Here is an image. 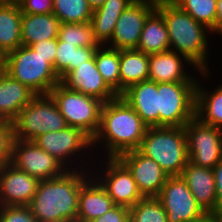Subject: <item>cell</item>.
Wrapping results in <instances>:
<instances>
[{
	"mask_svg": "<svg viewBox=\"0 0 222 222\" xmlns=\"http://www.w3.org/2000/svg\"><path fill=\"white\" fill-rule=\"evenodd\" d=\"M146 129L147 126L136 111L118 95L103 103L100 126L92 138L91 148H96V144L100 143L106 148V158H118L121 154L140 147Z\"/></svg>",
	"mask_w": 222,
	"mask_h": 222,
	"instance_id": "obj_1",
	"label": "cell"
},
{
	"mask_svg": "<svg viewBox=\"0 0 222 222\" xmlns=\"http://www.w3.org/2000/svg\"><path fill=\"white\" fill-rule=\"evenodd\" d=\"M91 164V172L67 170L61 176L39 181L37 192L28 205L32 215L39 219L77 222L80 188L92 175Z\"/></svg>",
	"mask_w": 222,
	"mask_h": 222,
	"instance_id": "obj_2",
	"label": "cell"
},
{
	"mask_svg": "<svg viewBox=\"0 0 222 222\" xmlns=\"http://www.w3.org/2000/svg\"><path fill=\"white\" fill-rule=\"evenodd\" d=\"M156 9L163 15L169 35L170 50L185 56L198 69L196 73L209 78L207 38L211 30L197 22L171 0H157Z\"/></svg>",
	"mask_w": 222,
	"mask_h": 222,
	"instance_id": "obj_3",
	"label": "cell"
},
{
	"mask_svg": "<svg viewBox=\"0 0 222 222\" xmlns=\"http://www.w3.org/2000/svg\"><path fill=\"white\" fill-rule=\"evenodd\" d=\"M138 150L154 160L169 176H180L189 162L183 127H147Z\"/></svg>",
	"mask_w": 222,
	"mask_h": 222,
	"instance_id": "obj_4",
	"label": "cell"
},
{
	"mask_svg": "<svg viewBox=\"0 0 222 222\" xmlns=\"http://www.w3.org/2000/svg\"><path fill=\"white\" fill-rule=\"evenodd\" d=\"M4 71L37 94H49L60 82L54 67L30 46H21L5 55Z\"/></svg>",
	"mask_w": 222,
	"mask_h": 222,
	"instance_id": "obj_5",
	"label": "cell"
},
{
	"mask_svg": "<svg viewBox=\"0 0 222 222\" xmlns=\"http://www.w3.org/2000/svg\"><path fill=\"white\" fill-rule=\"evenodd\" d=\"M15 139L33 141L41 134L65 129L68 125L50 94H38L12 121Z\"/></svg>",
	"mask_w": 222,
	"mask_h": 222,
	"instance_id": "obj_6",
	"label": "cell"
},
{
	"mask_svg": "<svg viewBox=\"0 0 222 222\" xmlns=\"http://www.w3.org/2000/svg\"><path fill=\"white\" fill-rule=\"evenodd\" d=\"M49 94L56 102L68 126L80 128L91 139L97 134L103 101L71 90L60 82L51 89Z\"/></svg>",
	"mask_w": 222,
	"mask_h": 222,
	"instance_id": "obj_7",
	"label": "cell"
},
{
	"mask_svg": "<svg viewBox=\"0 0 222 222\" xmlns=\"http://www.w3.org/2000/svg\"><path fill=\"white\" fill-rule=\"evenodd\" d=\"M196 84L157 83L159 127H183L195 117Z\"/></svg>",
	"mask_w": 222,
	"mask_h": 222,
	"instance_id": "obj_8",
	"label": "cell"
},
{
	"mask_svg": "<svg viewBox=\"0 0 222 222\" xmlns=\"http://www.w3.org/2000/svg\"><path fill=\"white\" fill-rule=\"evenodd\" d=\"M33 142L39 148H42L54 158H56L68 170H77L78 168L88 170L87 165L85 168L82 166L83 160L81 158L85 155H89V150H93L91 148L92 139L87 134H85L80 128L67 126L65 129L60 131L41 134L36 137ZM83 149L87 152V154L85 152L83 153ZM79 154H82L81 157ZM77 157L79 158L80 166L78 165ZM80 160L82 164H80Z\"/></svg>",
	"mask_w": 222,
	"mask_h": 222,
	"instance_id": "obj_9",
	"label": "cell"
},
{
	"mask_svg": "<svg viewBox=\"0 0 222 222\" xmlns=\"http://www.w3.org/2000/svg\"><path fill=\"white\" fill-rule=\"evenodd\" d=\"M189 162L211 168L222 159V129L203 124L194 117L184 126Z\"/></svg>",
	"mask_w": 222,
	"mask_h": 222,
	"instance_id": "obj_10",
	"label": "cell"
},
{
	"mask_svg": "<svg viewBox=\"0 0 222 222\" xmlns=\"http://www.w3.org/2000/svg\"><path fill=\"white\" fill-rule=\"evenodd\" d=\"M34 178L49 180L63 175L68 169L33 141L15 139L10 162Z\"/></svg>",
	"mask_w": 222,
	"mask_h": 222,
	"instance_id": "obj_11",
	"label": "cell"
},
{
	"mask_svg": "<svg viewBox=\"0 0 222 222\" xmlns=\"http://www.w3.org/2000/svg\"><path fill=\"white\" fill-rule=\"evenodd\" d=\"M105 161V164L101 162L103 167L106 165L100 170L101 173L94 174L97 170L95 168L92 175H95L94 177L106 189L115 205L130 208L144 198L132 173L118 158H107Z\"/></svg>",
	"mask_w": 222,
	"mask_h": 222,
	"instance_id": "obj_12",
	"label": "cell"
},
{
	"mask_svg": "<svg viewBox=\"0 0 222 222\" xmlns=\"http://www.w3.org/2000/svg\"><path fill=\"white\" fill-rule=\"evenodd\" d=\"M157 198L167 213V222H192L206 214L181 176L168 177Z\"/></svg>",
	"mask_w": 222,
	"mask_h": 222,
	"instance_id": "obj_13",
	"label": "cell"
},
{
	"mask_svg": "<svg viewBox=\"0 0 222 222\" xmlns=\"http://www.w3.org/2000/svg\"><path fill=\"white\" fill-rule=\"evenodd\" d=\"M157 0H134L119 17L111 39L105 44L117 50L136 49L147 17L156 9Z\"/></svg>",
	"mask_w": 222,
	"mask_h": 222,
	"instance_id": "obj_14",
	"label": "cell"
},
{
	"mask_svg": "<svg viewBox=\"0 0 222 222\" xmlns=\"http://www.w3.org/2000/svg\"><path fill=\"white\" fill-rule=\"evenodd\" d=\"M118 159L132 173L143 197H158L169 176L154 160L138 149L125 152Z\"/></svg>",
	"mask_w": 222,
	"mask_h": 222,
	"instance_id": "obj_15",
	"label": "cell"
},
{
	"mask_svg": "<svg viewBox=\"0 0 222 222\" xmlns=\"http://www.w3.org/2000/svg\"><path fill=\"white\" fill-rule=\"evenodd\" d=\"M39 180L11 163L0 166V206H28Z\"/></svg>",
	"mask_w": 222,
	"mask_h": 222,
	"instance_id": "obj_16",
	"label": "cell"
},
{
	"mask_svg": "<svg viewBox=\"0 0 222 222\" xmlns=\"http://www.w3.org/2000/svg\"><path fill=\"white\" fill-rule=\"evenodd\" d=\"M60 83L71 90L96 97L104 103L118 96L103 80L95 62V55L68 72Z\"/></svg>",
	"mask_w": 222,
	"mask_h": 222,
	"instance_id": "obj_17",
	"label": "cell"
},
{
	"mask_svg": "<svg viewBox=\"0 0 222 222\" xmlns=\"http://www.w3.org/2000/svg\"><path fill=\"white\" fill-rule=\"evenodd\" d=\"M185 64L198 70L185 56L172 50L149 55L148 80L156 83L197 82L198 77L188 73Z\"/></svg>",
	"mask_w": 222,
	"mask_h": 222,
	"instance_id": "obj_18",
	"label": "cell"
},
{
	"mask_svg": "<svg viewBox=\"0 0 222 222\" xmlns=\"http://www.w3.org/2000/svg\"><path fill=\"white\" fill-rule=\"evenodd\" d=\"M147 127H159L158 91L155 81L131 85L121 95Z\"/></svg>",
	"mask_w": 222,
	"mask_h": 222,
	"instance_id": "obj_19",
	"label": "cell"
},
{
	"mask_svg": "<svg viewBox=\"0 0 222 222\" xmlns=\"http://www.w3.org/2000/svg\"><path fill=\"white\" fill-rule=\"evenodd\" d=\"M196 202L206 213L216 212V189L213 169L188 162L181 175Z\"/></svg>",
	"mask_w": 222,
	"mask_h": 222,
	"instance_id": "obj_20",
	"label": "cell"
},
{
	"mask_svg": "<svg viewBox=\"0 0 222 222\" xmlns=\"http://www.w3.org/2000/svg\"><path fill=\"white\" fill-rule=\"evenodd\" d=\"M114 206L106 189L91 175L80 188L77 222H91Z\"/></svg>",
	"mask_w": 222,
	"mask_h": 222,
	"instance_id": "obj_21",
	"label": "cell"
},
{
	"mask_svg": "<svg viewBox=\"0 0 222 222\" xmlns=\"http://www.w3.org/2000/svg\"><path fill=\"white\" fill-rule=\"evenodd\" d=\"M38 94L30 87L0 71V112L11 122Z\"/></svg>",
	"mask_w": 222,
	"mask_h": 222,
	"instance_id": "obj_22",
	"label": "cell"
},
{
	"mask_svg": "<svg viewBox=\"0 0 222 222\" xmlns=\"http://www.w3.org/2000/svg\"><path fill=\"white\" fill-rule=\"evenodd\" d=\"M133 2L134 0H106L93 10L90 23L100 45H105L111 39L119 17Z\"/></svg>",
	"mask_w": 222,
	"mask_h": 222,
	"instance_id": "obj_23",
	"label": "cell"
},
{
	"mask_svg": "<svg viewBox=\"0 0 222 222\" xmlns=\"http://www.w3.org/2000/svg\"><path fill=\"white\" fill-rule=\"evenodd\" d=\"M61 22L53 14H27L21 16V39L23 46H31L41 40L55 39Z\"/></svg>",
	"mask_w": 222,
	"mask_h": 222,
	"instance_id": "obj_24",
	"label": "cell"
},
{
	"mask_svg": "<svg viewBox=\"0 0 222 222\" xmlns=\"http://www.w3.org/2000/svg\"><path fill=\"white\" fill-rule=\"evenodd\" d=\"M136 49L147 55L170 50L167 27L157 9L147 17Z\"/></svg>",
	"mask_w": 222,
	"mask_h": 222,
	"instance_id": "obj_25",
	"label": "cell"
},
{
	"mask_svg": "<svg viewBox=\"0 0 222 222\" xmlns=\"http://www.w3.org/2000/svg\"><path fill=\"white\" fill-rule=\"evenodd\" d=\"M21 16L17 1L0 5V51L4 55L22 46Z\"/></svg>",
	"mask_w": 222,
	"mask_h": 222,
	"instance_id": "obj_26",
	"label": "cell"
},
{
	"mask_svg": "<svg viewBox=\"0 0 222 222\" xmlns=\"http://www.w3.org/2000/svg\"><path fill=\"white\" fill-rule=\"evenodd\" d=\"M120 95L131 85L148 80L149 55L137 49L120 50Z\"/></svg>",
	"mask_w": 222,
	"mask_h": 222,
	"instance_id": "obj_27",
	"label": "cell"
},
{
	"mask_svg": "<svg viewBox=\"0 0 222 222\" xmlns=\"http://www.w3.org/2000/svg\"><path fill=\"white\" fill-rule=\"evenodd\" d=\"M201 83V84H200ZM198 79L196 84L195 117L203 124L222 129V84L215 90L204 89Z\"/></svg>",
	"mask_w": 222,
	"mask_h": 222,
	"instance_id": "obj_28",
	"label": "cell"
},
{
	"mask_svg": "<svg viewBox=\"0 0 222 222\" xmlns=\"http://www.w3.org/2000/svg\"><path fill=\"white\" fill-rule=\"evenodd\" d=\"M96 50L97 48L77 47L76 44H66L63 41H57L54 70L59 76V80L85 61L92 59Z\"/></svg>",
	"mask_w": 222,
	"mask_h": 222,
	"instance_id": "obj_29",
	"label": "cell"
},
{
	"mask_svg": "<svg viewBox=\"0 0 222 222\" xmlns=\"http://www.w3.org/2000/svg\"><path fill=\"white\" fill-rule=\"evenodd\" d=\"M95 62L103 80L120 95V50L100 45L95 52Z\"/></svg>",
	"mask_w": 222,
	"mask_h": 222,
	"instance_id": "obj_30",
	"label": "cell"
},
{
	"mask_svg": "<svg viewBox=\"0 0 222 222\" xmlns=\"http://www.w3.org/2000/svg\"><path fill=\"white\" fill-rule=\"evenodd\" d=\"M92 13L87 0H53V14L61 23L90 22Z\"/></svg>",
	"mask_w": 222,
	"mask_h": 222,
	"instance_id": "obj_31",
	"label": "cell"
},
{
	"mask_svg": "<svg viewBox=\"0 0 222 222\" xmlns=\"http://www.w3.org/2000/svg\"><path fill=\"white\" fill-rule=\"evenodd\" d=\"M57 41H63L66 44H76L77 47L98 48L100 46L94 37L93 27L90 22L61 23Z\"/></svg>",
	"mask_w": 222,
	"mask_h": 222,
	"instance_id": "obj_32",
	"label": "cell"
},
{
	"mask_svg": "<svg viewBox=\"0 0 222 222\" xmlns=\"http://www.w3.org/2000/svg\"><path fill=\"white\" fill-rule=\"evenodd\" d=\"M197 22L215 33L217 0H171Z\"/></svg>",
	"mask_w": 222,
	"mask_h": 222,
	"instance_id": "obj_33",
	"label": "cell"
},
{
	"mask_svg": "<svg viewBox=\"0 0 222 222\" xmlns=\"http://www.w3.org/2000/svg\"><path fill=\"white\" fill-rule=\"evenodd\" d=\"M130 222H167V213L157 197H144L129 208Z\"/></svg>",
	"mask_w": 222,
	"mask_h": 222,
	"instance_id": "obj_34",
	"label": "cell"
},
{
	"mask_svg": "<svg viewBox=\"0 0 222 222\" xmlns=\"http://www.w3.org/2000/svg\"><path fill=\"white\" fill-rule=\"evenodd\" d=\"M0 222H35L28 206H0Z\"/></svg>",
	"mask_w": 222,
	"mask_h": 222,
	"instance_id": "obj_35",
	"label": "cell"
},
{
	"mask_svg": "<svg viewBox=\"0 0 222 222\" xmlns=\"http://www.w3.org/2000/svg\"><path fill=\"white\" fill-rule=\"evenodd\" d=\"M14 140L13 123L10 121L0 128V166L11 162Z\"/></svg>",
	"mask_w": 222,
	"mask_h": 222,
	"instance_id": "obj_36",
	"label": "cell"
},
{
	"mask_svg": "<svg viewBox=\"0 0 222 222\" xmlns=\"http://www.w3.org/2000/svg\"><path fill=\"white\" fill-rule=\"evenodd\" d=\"M22 13L50 14L53 13V0H17Z\"/></svg>",
	"mask_w": 222,
	"mask_h": 222,
	"instance_id": "obj_37",
	"label": "cell"
},
{
	"mask_svg": "<svg viewBox=\"0 0 222 222\" xmlns=\"http://www.w3.org/2000/svg\"><path fill=\"white\" fill-rule=\"evenodd\" d=\"M30 47L39 55L46 58V60L54 67L56 56L55 53L57 50V38L41 40L38 43L32 44Z\"/></svg>",
	"mask_w": 222,
	"mask_h": 222,
	"instance_id": "obj_38",
	"label": "cell"
},
{
	"mask_svg": "<svg viewBox=\"0 0 222 222\" xmlns=\"http://www.w3.org/2000/svg\"><path fill=\"white\" fill-rule=\"evenodd\" d=\"M91 222H130L129 208L121 205H115L105 214Z\"/></svg>",
	"mask_w": 222,
	"mask_h": 222,
	"instance_id": "obj_39",
	"label": "cell"
},
{
	"mask_svg": "<svg viewBox=\"0 0 222 222\" xmlns=\"http://www.w3.org/2000/svg\"><path fill=\"white\" fill-rule=\"evenodd\" d=\"M216 189V210L222 209V159L213 167Z\"/></svg>",
	"mask_w": 222,
	"mask_h": 222,
	"instance_id": "obj_40",
	"label": "cell"
},
{
	"mask_svg": "<svg viewBox=\"0 0 222 222\" xmlns=\"http://www.w3.org/2000/svg\"><path fill=\"white\" fill-rule=\"evenodd\" d=\"M215 33L222 36V0H217L216 18H215Z\"/></svg>",
	"mask_w": 222,
	"mask_h": 222,
	"instance_id": "obj_41",
	"label": "cell"
},
{
	"mask_svg": "<svg viewBox=\"0 0 222 222\" xmlns=\"http://www.w3.org/2000/svg\"><path fill=\"white\" fill-rule=\"evenodd\" d=\"M192 222H219L215 213H206L203 217Z\"/></svg>",
	"mask_w": 222,
	"mask_h": 222,
	"instance_id": "obj_42",
	"label": "cell"
},
{
	"mask_svg": "<svg viewBox=\"0 0 222 222\" xmlns=\"http://www.w3.org/2000/svg\"><path fill=\"white\" fill-rule=\"evenodd\" d=\"M89 6L94 10L103 5L106 0H87Z\"/></svg>",
	"mask_w": 222,
	"mask_h": 222,
	"instance_id": "obj_43",
	"label": "cell"
},
{
	"mask_svg": "<svg viewBox=\"0 0 222 222\" xmlns=\"http://www.w3.org/2000/svg\"><path fill=\"white\" fill-rule=\"evenodd\" d=\"M9 122L10 120L0 112V128L5 127Z\"/></svg>",
	"mask_w": 222,
	"mask_h": 222,
	"instance_id": "obj_44",
	"label": "cell"
},
{
	"mask_svg": "<svg viewBox=\"0 0 222 222\" xmlns=\"http://www.w3.org/2000/svg\"><path fill=\"white\" fill-rule=\"evenodd\" d=\"M35 222H70V221H66V220H46V219L35 218Z\"/></svg>",
	"mask_w": 222,
	"mask_h": 222,
	"instance_id": "obj_45",
	"label": "cell"
},
{
	"mask_svg": "<svg viewBox=\"0 0 222 222\" xmlns=\"http://www.w3.org/2000/svg\"><path fill=\"white\" fill-rule=\"evenodd\" d=\"M5 55L0 51V71L4 70Z\"/></svg>",
	"mask_w": 222,
	"mask_h": 222,
	"instance_id": "obj_46",
	"label": "cell"
},
{
	"mask_svg": "<svg viewBox=\"0 0 222 222\" xmlns=\"http://www.w3.org/2000/svg\"><path fill=\"white\" fill-rule=\"evenodd\" d=\"M215 214H216L219 222H222V209L216 210Z\"/></svg>",
	"mask_w": 222,
	"mask_h": 222,
	"instance_id": "obj_47",
	"label": "cell"
},
{
	"mask_svg": "<svg viewBox=\"0 0 222 222\" xmlns=\"http://www.w3.org/2000/svg\"><path fill=\"white\" fill-rule=\"evenodd\" d=\"M11 2V0H0V5H4Z\"/></svg>",
	"mask_w": 222,
	"mask_h": 222,
	"instance_id": "obj_48",
	"label": "cell"
}]
</instances>
